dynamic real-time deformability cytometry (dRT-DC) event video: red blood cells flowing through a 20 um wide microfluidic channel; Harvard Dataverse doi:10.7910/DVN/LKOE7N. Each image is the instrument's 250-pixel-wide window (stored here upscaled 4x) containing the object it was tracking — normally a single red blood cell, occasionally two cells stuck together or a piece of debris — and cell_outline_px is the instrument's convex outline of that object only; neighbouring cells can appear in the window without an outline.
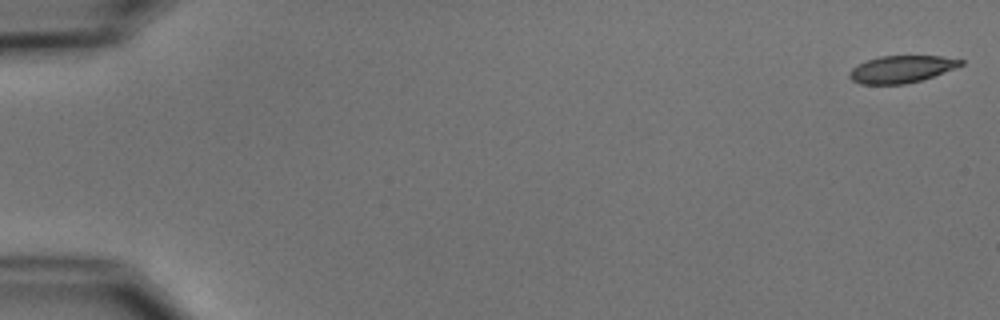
{"species": "common noctule bat (a hibernating species)", "species_latin": "Nyctalus noctula", "temperature_condition": "cold", "stored_images_in_passage": 4, "camera_frame_rate_fps": 3000, "um_per_image_px": 0.085, "animal": {"sex": "male", "body_mass_g": 15.6}, "frame": {"image": 1, "passage_image": 1, "time_ms": 0.0, "image_size_px": [1000, 320], "cell_outline_px": [[964, 64], [956, 68], [920, 80], [904, 84], [860, 84], [852, 80], [848, 76], [848, 72], [852, 68], [868, 60], [880, 56], [940, 56], [964, 60]], "centroid_in_image_um": [76.62, 5.88], "position_along_channel_um": 8.4, "area_um2": 17.46}}